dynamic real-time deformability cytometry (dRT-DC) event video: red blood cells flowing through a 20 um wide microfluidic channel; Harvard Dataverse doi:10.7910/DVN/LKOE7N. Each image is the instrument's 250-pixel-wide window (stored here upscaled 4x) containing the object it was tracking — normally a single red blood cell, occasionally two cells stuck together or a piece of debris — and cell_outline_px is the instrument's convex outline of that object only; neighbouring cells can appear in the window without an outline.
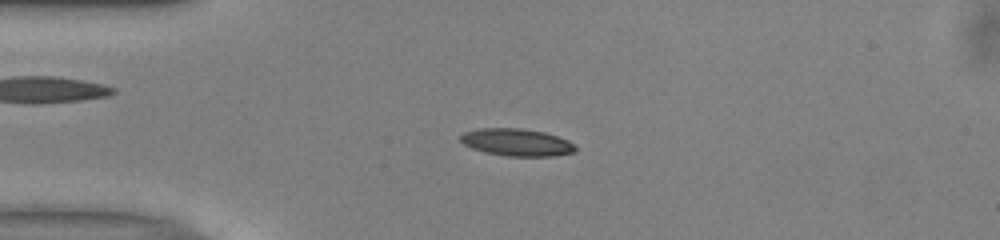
{"species": "common noctule bat (a hibernating species)", "species_latin": "Nyctalus noctula", "temperature_condition": "warm", "stored_images_in_passage": 47, "camera_frame_rate_fps": 3000, "um_per_image_px": 0.085, "animal": {"sex": "male", "body_mass_g": 13.0, "forearm_length_mm": 53.1}, "frame": {"image": 1, "passage_image": 8, "time_ms": 2.333, "image_size_px": [1000, 240], "cell_outline_px": [[576, 152], [556, 156], [504, 156], [484, 152], [472, 148], [464, 144], [460, 140], [460, 136], [464, 132], [480, 128], [520, 128], [544, 132], [568, 140], [576, 144]], "centroid_in_image_um": [43.94, 12.1], "position_along_channel_um": 41.1, "area_um2": 18.44}}
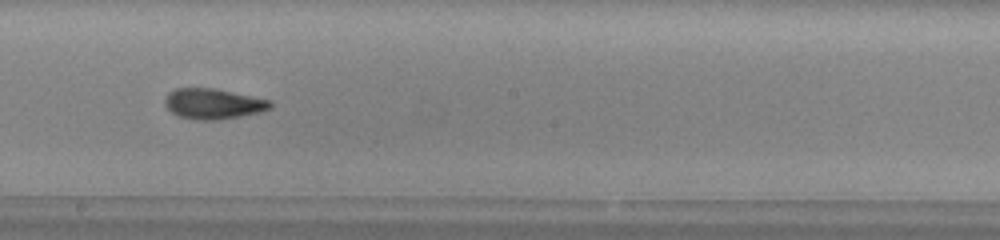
{"frame": {"image": 2, "passage_image": 24, "time_ms": 7.667, "image_size_px": [1000, 240], "cell_outline_px": [[272, 108], [260, 112], [240, 116], [216, 120], [196, 120], [180, 116], [172, 112], [164, 104], [164, 96], [168, 92], [176, 88], [216, 88], [272, 100]], "centroid_in_image_um": [18.13, 8.81], "position_along_channel_um": 230.1, "area_um2": 18.9}}
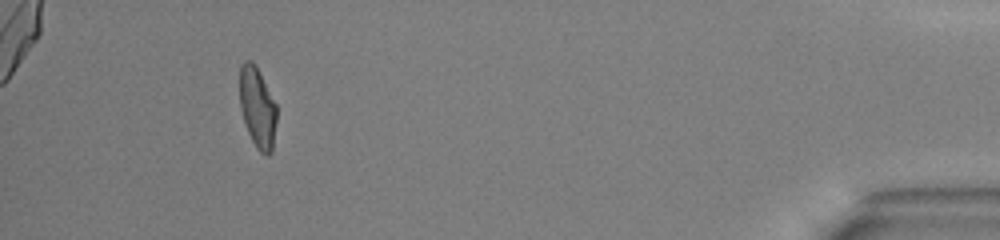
{"frame": {"image": 3, "passage_image": 43, "time_ms": 14.0, "image_size_px": [1000, 240], "cell_outline_px": [[276, 120], [272, 152], [268, 156], [264, 156], [256, 148], [248, 132], [240, 108], [240, 64], [244, 60], [252, 60], [256, 64], [276, 104]], "centroid_in_image_um": [21.88, 9.13], "position_along_channel_um": 413.3, "area_um2": 17.51}, "authors_computed_cell_mechanics": {"area_um2": 18.0336, "velocity_mm_per_s": 3.9939, "shape_relaxation_time_tau1_ms": 5.6372, "shape_relaxation_time_tau2_ms": 2.6982, "deformation_change_tau1": 0.2021, "deformation_change_tau2": 0.1072}}